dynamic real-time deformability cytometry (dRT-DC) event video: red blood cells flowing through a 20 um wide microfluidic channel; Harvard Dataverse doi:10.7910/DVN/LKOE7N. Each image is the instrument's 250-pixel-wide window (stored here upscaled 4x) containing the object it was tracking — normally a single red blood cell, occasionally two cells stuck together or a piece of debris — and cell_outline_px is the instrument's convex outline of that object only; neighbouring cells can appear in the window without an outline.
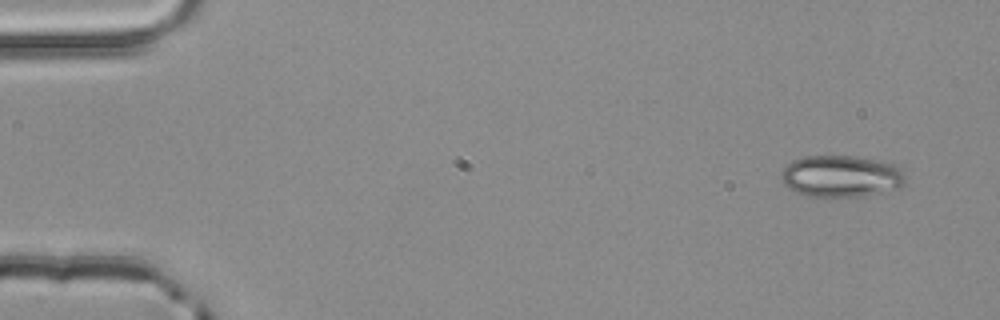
{"species": "common noctule bat (a hibernating species)", "species_latin": "Nyctalus noctula", "temperature_condition": "room temperature", "stored_images_in_passage": 4, "camera_frame_rate_fps": 3000, "um_per_image_px": 0.085, "animal": {"sex": "male", "body_mass_g": 20.4}, "frame": {"image": 1, "passage_image": 1, "time_ms": 0.0, "image_size_px": [1000, 320], "cell_outline_px": [[904, 184], [900, 188], [864, 196], [808, 196], [796, 192], [788, 188], [780, 180], [780, 172], [792, 160], [804, 156], [856, 156], [884, 160], [896, 164], [900, 168], [904, 176]], "centroid_in_image_um": [71.5, 14.96], "position_along_channel_um": 13.5, "area_um2": 30.58}}